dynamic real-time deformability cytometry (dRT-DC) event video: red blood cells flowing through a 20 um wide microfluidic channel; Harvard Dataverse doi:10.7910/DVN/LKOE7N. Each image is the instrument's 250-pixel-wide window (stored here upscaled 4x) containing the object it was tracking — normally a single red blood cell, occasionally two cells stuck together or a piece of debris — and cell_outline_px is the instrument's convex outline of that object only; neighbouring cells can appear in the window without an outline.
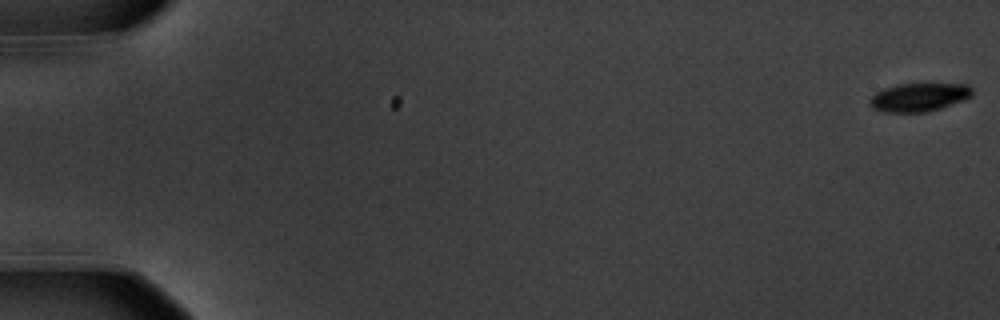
{"species": "common noctule bat (a hibernating species)", "species_latin": "Nyctalus noctula", "temperature_condition": "warm", "stored_images_in_passage": 58, "camera_frame_rate_fps": 3000, "um_per_image_px": 0.085, "animal": {"sex": "male", "body_mass_g": 20.1, "forearm_length_mm": 53.5}, "frame": {"image": 1, "passage_image": 1, "time_ms": 0.0, "image_size_px": [1000, 320], "cell_outline_px": [[972, 96], [964, 100], [928, 112], [884, 112], [872, 108], [868, 104], [868, 100], [876, 92], [884, 88], [896, 84], [968, 84], [972, 88]], "centroid_in_image_um": [78.09, 8.26], "position_along_channel_um": 6.9, "area_um2": 17.05}}
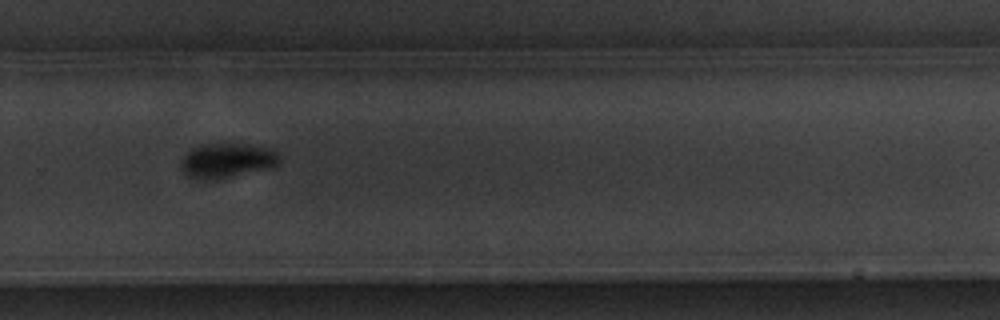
{"frame": {"image": 2, "passage_image": 41, "time_ms": 13.333, "image_size_px": [1000, 320], "cell_outline_px": [[280, 164], [276, 168], [216, 180], [200, 180], [188, 176], [180, 168], [180, 160], [192, 148], [208, 144], [248, 144], [268, 148], [280, 152]], "centroid_in_image_um": [19.37, 13.67], "position_along_channel_um": 310.4, "area_um2": 20.46}}
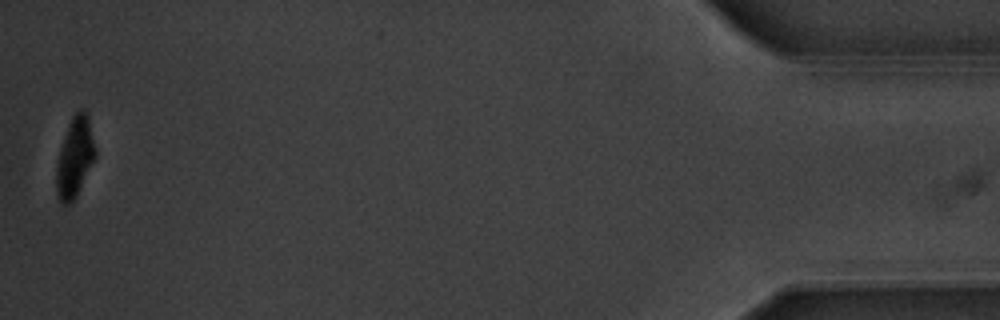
{"frame": {"image": 3, "passage_image": 58, "time_ms": 19.0, "image_size_px": [1000, 320], "cell_outline_px": [[96, 156], [76, 196], [68, 204], [64, 204], [60, 200], [56, 188], [56, 168], [64, 136], [68, 124], [72, 116], [80, 108], [84, 108], [88, 116], [96, 148]], "centroid_in_image_um": [6.38, 13.31], "position_along_channel_um": 428.8, "area_um2": 17.86}, "authors_computed_cell_mechanics": {"area_um2": 19.3341, "velocity_mm_per_s": 3.5696, "shape_relaxation_time_tau1_ms": 1.8417, "shape_relaxation_time_tau2_ms": null, "deformation_change_tau1": 0.1546, "deformation_change_tau2": null}}